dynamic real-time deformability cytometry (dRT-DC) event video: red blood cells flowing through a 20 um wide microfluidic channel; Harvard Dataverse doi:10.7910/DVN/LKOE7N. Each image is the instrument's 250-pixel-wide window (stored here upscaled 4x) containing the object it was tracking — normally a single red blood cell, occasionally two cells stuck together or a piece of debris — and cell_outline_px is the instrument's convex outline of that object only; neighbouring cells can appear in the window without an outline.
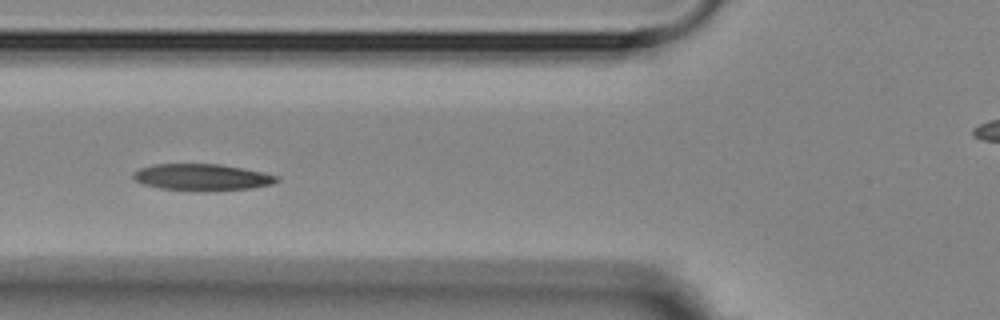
{"species": "Egyptian fruit bat (a non-hibernating species)", "species_latin": "Rousettus aegyptiacus", "temperature_condition": "room temperature", "stored_images_in_passage": 7, "camera_frame_rate_fps": 3000, "um_per_image_px": 0.085, "animal": {"sex": "female"}, "frame": {"image": 1, "passage_image": 6, "time_ms": 6.0, "image_size_px": [1000, 320], "cell_outline_px": [[280, 180], [272, 184], [252, 188], [208, 192], [160, 188], [144, 184], [136, 180], [132, 176], [132, 172], [140, 168], [152, 164], [220, 164], [244, 168], [264, 172], [280, 176]], "centroid_in_image_um": [17.22, 15.07], "position_along_channel_um": 108.6, "area_um2": 22.6}}
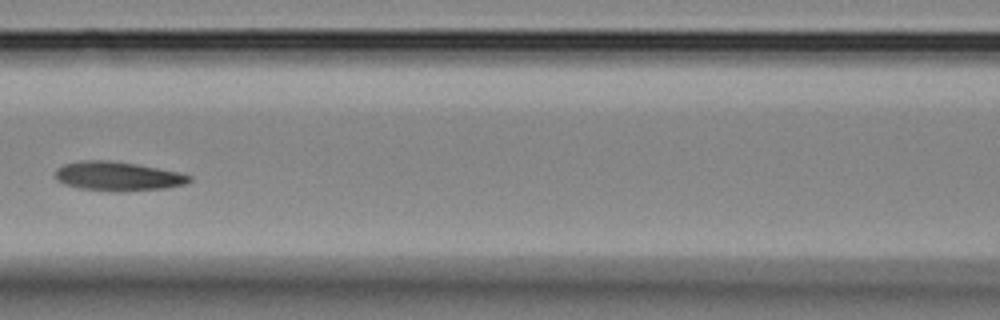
{"frame": {"image": 2, "passage_image": 7, "time_ms": 7.333, "image_size_px": [1000, 320], "cell_outline_px": [[192, 180], [188, 184], [164, 188], [120, 192], [112, 192], [80, 188], [64, 184], [56, 180], [56, 168], [64, 164], [84, 160], [108, 160], [136, 164], [180, 172], [192, 176]], "centroid_in_image_um": [10.04, 14.99], "position_along_channel_um": 156.6, "area_um2": 22.95}}